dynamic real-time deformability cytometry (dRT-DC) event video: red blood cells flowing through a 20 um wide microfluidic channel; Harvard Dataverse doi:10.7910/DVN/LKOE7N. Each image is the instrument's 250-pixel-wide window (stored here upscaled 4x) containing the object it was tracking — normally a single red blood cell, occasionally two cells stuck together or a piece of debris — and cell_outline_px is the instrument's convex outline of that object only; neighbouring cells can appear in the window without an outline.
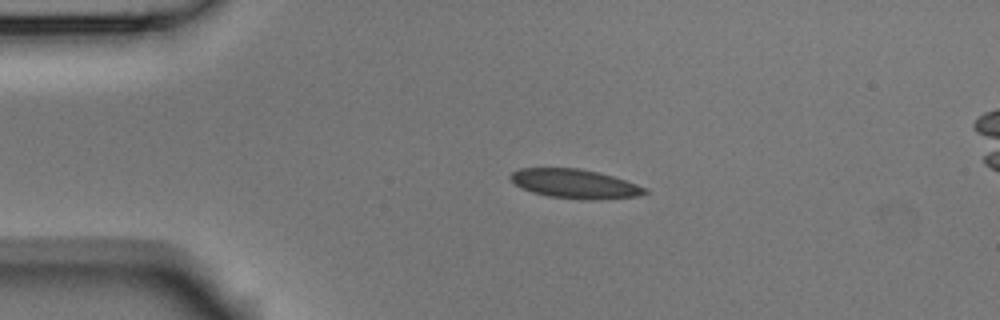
{"species": "Egyptian fruit bat (a non-hibernating species)", "species_latin": "Rousettus aegyptiacus", "temperature_condition": "room temperature", "stored_images_in_passage": 5, "camera_frame_rate_fps": 3000, "um_per_image_px": 0.085, "animal": {"sex": "male"}, "frame": {"image": 1, "passage_image": 3, "time_ms": 0.667, "image_size_px": [1000, 320], "cell_outline_px": [[648, 192], [640, 196], [588, 200], [548, 196], [532, 192], [520, 188], [508, 176], [512, 172], [520, 168], [580, 168], [612, 176], [648, 188]], "centroid_in_image_um": [48.85, 15.62], "position_along_channel_um": 36.1, "area_um2": 22.72}}